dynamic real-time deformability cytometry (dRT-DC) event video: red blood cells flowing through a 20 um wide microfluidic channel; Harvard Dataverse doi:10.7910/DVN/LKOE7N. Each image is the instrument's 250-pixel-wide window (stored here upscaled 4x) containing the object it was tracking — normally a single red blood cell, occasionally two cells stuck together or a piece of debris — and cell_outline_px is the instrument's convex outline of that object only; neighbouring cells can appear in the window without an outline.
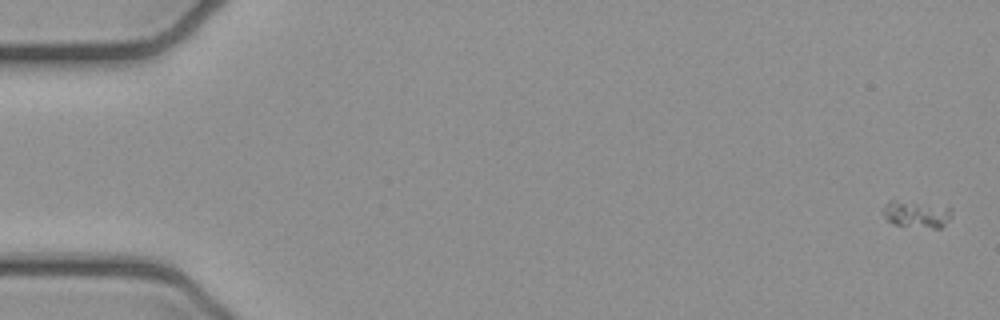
{"species": "common noctule bat (a hibernating species)", "species_latin": "Nyctalus noctula", "temperature_condition": "cold", "stored_images_in_passage": 6, "camera_frame_rate_fps": 3000, "um_per_image_px": 0.085, "animal": {"sex": "female", "body_mass_g": 21.9}, "frame": {"image": 1, "passage_image": 1, "time_ms": 0.0, "image_size_px": [1000, 320], "cell_outline_px": [[952, 216], [940, 228], [932, 228], [896, 224], [888, 220], [884, 216], [884, 204], [888, 200], [896, 200], [952, 208]], "centroid_in_image_um": [77.91, 18.2], "position_along_channel_um": 7.1, "area_um2": 10.4}}
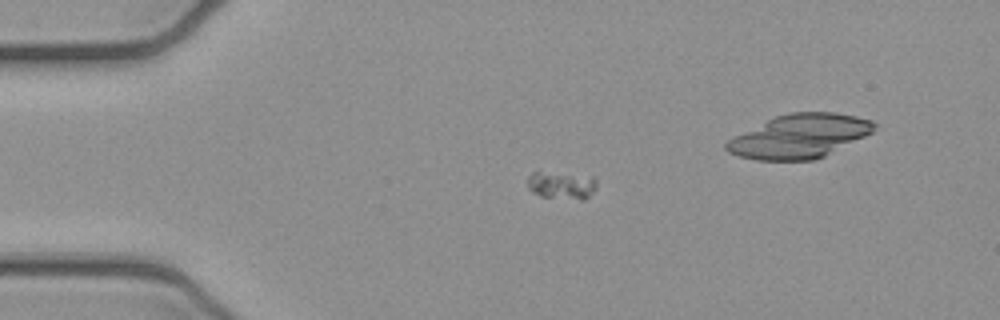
{"frame": {"image": 2, "passage_image": 4, "time_ms": 1.0, "image_size_px": [1000, 320], "cell_outline_px": [[596, 188], [584, 200], [580, 200], [540, 196], [532, 192], [528, 188], [528, 176], [532, 172], [536, 172], [592, 176], [596, 180]], "centroid_in_image_um": [47.73, 15.76], "position_along_channel_um": 37.3, "area_um2": 10.98}}